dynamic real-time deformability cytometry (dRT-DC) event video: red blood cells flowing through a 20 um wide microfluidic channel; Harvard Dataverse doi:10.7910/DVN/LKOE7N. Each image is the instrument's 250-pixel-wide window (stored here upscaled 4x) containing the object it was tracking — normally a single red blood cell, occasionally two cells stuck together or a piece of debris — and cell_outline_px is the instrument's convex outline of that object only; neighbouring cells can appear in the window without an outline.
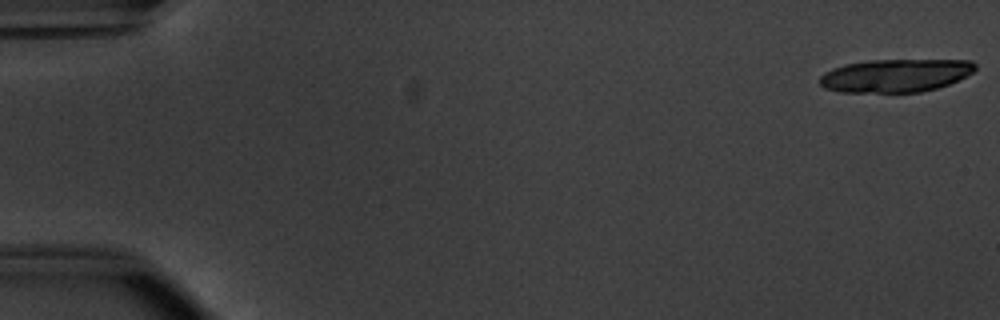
{"species": "common noctule bat (a hibernating species)", "species_latin": "Nyctalus noctula", "temperature_condition": "warm", "stored_images_in_passage": 8, "segment_of_instrument_passage": [1, 2], "camera_frame_rate_fps": 3000, "um_per_image_px": 0.085, "animal": {"sex": "male", "body_mass_g": 20.1, "forearm_length_mm": 53.5}, "frame": {"image": 1, "passage_image": 1, "time_ms": 0.0, "image_size_px": [1000, 320], "cell_outline_px": [[976, 68], [972, 72], [948, 84], [936, 88], [920, 92], [840, 92], [824, 88], [820, 84], [820, 76], [824, 72], [832, 68], [844, 64], [868, 60], [972, 60], [976, 64]], "centroid_in_image_um": [76.07, 6.41], "position_along_channel_um": 8.9, "area_um2": 29.94}}